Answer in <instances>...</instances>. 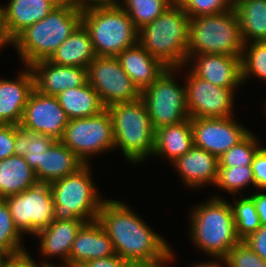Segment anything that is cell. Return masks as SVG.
<instances>
[{
	"instance_id": "6da1fadb",
	"label": "cell",
	"mask_w": 266,
	"mask_h": 267,
	"mask_svg": "<svg viewBox=\"0 0 266 267\" xmlns=\"http://www.w3.org/2000/svg\"><path fill=\"white\" fill-rule=\"evenodd\" d=\"M137 214L124 201L105 198L97 221L122 259L130 263H153L166 258L174 249Z\"/></svg>"
},
{
	"instance_id": "7a4b0ae2",
	"label": "cell",
	"mask_w": 266,
	"mask_h": 267,
	"mask_svg": "<svg viewBox=\"0 0 266 267\" xmlns=\"http://www.w3.org/2000/svg\"><path fill=\"white\" fill-rule=\"evenodd\" d=\"M81 23L82 8L58 4L44 19L24 30L11 46L16 48L20 63L30 66L49 59Z\"/></svg>"
},
{
	"instance_id": "3957f363",
	"label": "cell",
	"mask_w": 266,
	"mask_h": 267,
	"mask_svg": "<svg viewBox=\"0 0 266 267\" xmlns=\"http://www.w3.org/2000/svg\"><path fill=\"white\" fill-rule=\"evenodd\" d=\"M192 206L188 219L192 244L210 258H224L240 239L236 234L233 211L224 196L214 195Z\"/></svg>"
},
{
	"instance_id": "277c9868",
	"label": "cell",
	"mask_w": 266,
	"mask_h": 267,
	"mask_svg": "<svg viewBox=\"0 0 266 267\" xmlns=\"http://www.w3.org/2000/svg\"><path fill=\"white\" fill-rule=\"evenodd\" d=\"M190 18L173 2L153 22L139 30L138 42L167 68L184 67L188 60Z\"/></svg>"
},
{
	"instance_id": "5b68a950",
	"label": "cell",
	"mask_w": 266,
	"mask_h": 267,
	"mask_svg": "<svg viewBox=\"0 0 266 267\" xmlns=\"http://www.w3.org/2000/svg\"><path fill=\"white\" fill-rule=\"evenodd\" d=\"M82 24L89 32L97 56L116 57L138 43L139 31L116 1L82 8Z\"/></svg>"
},
{
	"instance_id": "8992f818",
	"label": "cell",
	"mask_w": 266,
	"mask_h": 267,
	"mask_svg": "<svg viewBox=\"0 0 266 267\" xmlns=\"http://www.w3.org/2000/svg\"><path fill=\"white\" fill-rule=\"evenodd\" d=\"M106 109L113 122L115 149L122 151L125 160L139 165L152 157L155 130L143 100L117 103Z\"/></svg>"
},
{
	"instance_id": "52a82bcc",
	"label": "cell",
	"mask_w": 266,
	"mask_h": 267,
	"mask_svg": "<svg viewBox=\"0 0 266 267\" xmlns=\"http://www.w3.org/2000/svg\"><path fill=\"white\" fill-rule=\"evenodd\" d=\"M91 165L84 164L75 173L49 183L54 202V220L81 219L86 223L97 220L105 199L93 182Z\"/></svg>"
},
{
	"instance_id": "ba28073f",
	"label": "cell",
	"mask_w": 266,
	"mask_h": 267,
	"mask_svg": "<svg viewBox=\"0 0 266 267\" xmlns=\"http://www.w3.org/2000/svg\"><path fill=\"white\" fill-rule=\"evenodd\" d=\"M243 48L240 22L235 9L190 18L188 56L220 54L241 57Z\"/></svg>"
},
{
	"instance_id": "9c48e42d",
	"label": "cell",
	"mask_w": 266,
	"mask_h": 267,
	"mask_svg": "<svg viewBox=\"0 0 266 267\" xmlns=\"http://www.w3.org/2000/svg\"><path fill=\"white\" fill-rule=\"evenodd\" d=\"M183 67L167 70L149 87L141 91L154 130L180 123L189 118L186 85L176 79ZM179 71V72H178Z\"/></svg>"
},
{
	"instance_id": "30bf717a",
	"label": "cell",
	"mask_w": 266,
	"mask_h": 267,
	"mask_svg": "<svg viewBox=\"0 0 266 267\" xmlns=\"http://www.w3.org/2000/svg\"><path fill=\"white\" fill-rule=\"evenodd\" d=\"M60 141L84 163L92 156L115 150L113 122L107 109L96 116L71 119Z\"/></svg>"
},
{
	"instance_id": "8fae6325",
	"label": "cell",
	"mask_w": 266,
	"mask_h": 267,
	"mask_svg": "<svg viewBox=\"0 0 266 267\" xmlns=\"http://www.w3.org/2000/svg\"><path fill=\"white\" fill-rule=\"evenodd\" d=\"M4 199L14 225L22 235L34 236L54 221V202L49 183H37Z\"/></svg>"
},
{
	"instance_id": "7c38bea8",
	"label": "cell",
	"mask_w": 266,
	"mask_h": 267,
	"mask_svg": "<svg viewBox=\"0 0 266 267\" xmlns=\"http://www.w3.org/2000/svg\"><path fill=\"white\" fill-rule=\"evenodd\" d=\"M87 77L105 108L140 98L141 92L116 57L97 56L89 64Z\"/></svg>"
},
{
	"instance_id": "4fadbf2b",
	"label": "cell",
	"mask_w": 266,
	"mask_h": 267,
	"mask_svg": "<svg viewBox=\"0 0 266 267\" xmlns=\"http://www.w3.org/2000/svg\"><path fill=\"white\" fill-rule=\"evenodd\" d=\"M186 67V69H185ZM186 85L189 118H225L234 116V93L238 88H223L196 77L187 66Z\"/></svg>"
},
{
	"instance_id": "5bb4252c",
	"label": "cell",
	"mask_w": 266,
	"mask_h": 267,
	"mask_svg": "<svg viewBox=\"0 0 266 267\" xmlns=\"http://www.w3.org/2000/svg\"><path fill=\"white\" fill-rule=\"evenodd\" d=\"M194 146L218 158L237 145L251 131L236 120L225 118H191Z\"/></svg>"
},
{
	"instance_id": "9a60e30c",
	"label": "cell",
	"mask_w": 266,
	"mask_h": 267,
	"mask_svg": "<svg viewBox=\"0 0 266 267\" xmlns=\"http://www.w3.org/2000/svg\"><path fill=\"white\" fill-rule=\"evenodd\" d=\"M68 122L69 118L56 96H47L34 89L25 105L20 125L33 133L60 140Z\"/></svg>"
},
{
	"instance_id": "2e32d148",
	"label": "cell",
	"mask_w": 266,
	"mask_h": 267,
	"mask_svg": "<svg viewBox=\"0 0 266 267\" xmlns=\"http://www.w3.org/2000/svg\"><path fill=\"white\" fill-rule=\"evenodd\" d=\"M86 222L81 219L54 220L34 237L39 239L38 251L45 261L40 260V267H69V255L77 232ZM58 258L62 263L56 266L47 258ZM43 261V262H42ZM51 263V264H50Z\"/></svg>"
},
{
	"instance_id": "e0dca14e",
	"label": "cell",
	"mask_w": 266,
	"mask_h": 267,
	"mask_svg": "<svg viewBox=\"0 0 266 267\" xmlns=\"http://www.w3.org/2000/svg\"><path fill=\"white\" fill-rule=\"evenodd\" d=\"M185 66H190L189 70L196 77L216 86L240 88L243 85L241 57L220 54L189 55Z\"/></svg>"
},
{
	"instance_id": "ac0fdd59",
	"label": "cell",
	"mask_w": 266,
	"mask_h": 267,
	"mask_svg": "<svg viewBox=\"0 0 266 267\" xmlns=\"http://www.w3.org/2000/svg\"><path fill=\"white\" fill-rule=\"evenodd\" d=\"M34 76V88L47 96H57L66 89L83 86L87 81V69L57 65L48 59L29 66Z\"/></svg>"
},
{
	"instance_id": "d6986e66",
	"label": "cell",
	"mask_w": 266,
	"mask_h": 267,
	"mask_svg": "<svg viewBox=\"0 0 266 267\" xmlns=\"http://www.w3.org/2000/svg\"><path fill=\"white\" fill-rule=\"evenodd\" d=\"M22 67L24 70L17 73L16 79L0 78V124L20 125L25 105L35 89L32 70Z\"/></svg>"
},
{
	"instance_id": "ffe728a7",
	"label": "cell",
	"mask_w": 266,
	"mask_h": 267,
	"mask_svg": "<svg viewBox=\"0 0 266 267\" xmlns=\"http://www.w3.org/2000/svg\"><path fill=\"white\" fill-rule=\"evenodd\" d=\"M54 0H9L1 5L3 31L12 43L24 30L44 19L56 7Z\"/></svg>"
},
{
	"instance_id": "44dd1931",
	"label": "cell",
	"mask_w": 266,
	"mask_h": 267,
	"mask_svg": "<svg viewBox=\"0 0 266 267\" xmlns=\"http://www.w3.org/2000/svg\"><path fill=\"white\" fill-rule=\"evenodd\" d=\"M171 167L180 175L182 183L186 188H199L205 185L215 186L218 170L219 158L206 150L193 146L188 152L177 158ZM203 186V187H202Z\"/></svg>"
},
{
	"instance_id": "7402d4cb",
	"label": "cell",
	"mask_w": 266,
	"mask_h": 267,
	"mask_svg": "<svg viewBox=\"0 0 266 267\" xmlns=\"http://www.w3.org/2000/svg\"><path fill=\"white\" fill-rule=\"evenodd\" d=\"M113 243L99 222L85 223L77 232L69 255V267H80L92 259L115 255Z\"/></svg>"
},
{
	"instance_id": "603a6c76",
	"label": "cell",
	"mask_w": 266,
	"mask_h": 267,
	"mask_svg": "<svg viewBox=\"0 0 266 267\" xmlns=\"http://www.w3.org/2000/svg\"><path fill=\"white\" fill-rule=\"evenodd\" d=\"M116 58L140 92L151 86L167 70L139 42L123 50Z\"/></svg>"
},
{
	"instance_id": "cb8c5ba5",
	"label": "cell",
	"mask_w": 266,
	"mask_h": 267,
	"mask_svg": "<svg viewBox=\"0 0 266 267\" xmlns=\"http://www.w3.org/2000/svg\"><path fill=\"white\" fill-rule=\"evenodd\" d=\"M84 163L60 140L43 153L41 163L34 170L38 183H51L75 173Z\"/></svg>"
},
{
	"instance_id": "d4e9b609",
	"label": "cell",
	"mask_w": 266,
	"mask_h": 267,
	"mask_svg": "<svg viewBox=\"0 0 266 267\" xmlns=\"http://www.w3.org/2000/svg\"><path fill=\"white\" fill-rule=\"evenodd\" d=\"M194 146L191 118L180 123L155 130V145L152 156L165 158L173 163Z\"/></svg>"
},
{
	"instance_id": "484cf974",
	"label": "cell",
	"mask_w": 266,
	"mask_h": 267,
	"mask_svg": "<svg viewBox=\"0 0 266 267\" xmlns=\"http://www.w3.org/2000/svg\"><path fill=\"white\" fill-rule=\"evenodd\" d=\"M96 57L89 32L81 23L48 60L57 65L88 69Z\"/></svg>"
},
{
	"instance_id": "4316f807",
	"label": "cell",
	"mask_w": 266,
	"mask_h": 267,
	"mask_svg": "<svg viewBox=\"0 0 266 267\" xmlns=\"http://www.w3.org/2000/svg\"><path fill=\"white\" fill-rule=\"evenodd\" d=\"M56 97L69 120L96 116L106 109L88 81L81 87L66 89Z\"/></svg>"
},
{
	"instance_id": "83f0119b",
	"label": "cell",
	"mask_w": 266,
	"mask_h": 267,
	"mask_svg": "<svg viewBox=\"0 0 266 267\" xmlns=\"http://www.w3.org/2000/svg\"><path fill=\"white\" fill-rule=\"evenodd\" d=\"M37 183L34 170L23 156L0 160V198L23 192Z\"/></svg>"
},
{
	"instance_id": "f1b7e54d",
	"label": "cell",
	"mask_w": 266,
	"mask_h": 267,
	"mask_svg": "<svg viewBox=\"0 0 266 267\" xmlns=\"http://www.w3.org/2000/svg\"><path fill=\"white\" fill-rule=\"evenodd\" d=\"M244 43L266 41V0H234Z\"/></svg>"
},
{
	"instance_id": "f546056e",
	"label": "cell",
	"mask_w": 266,
	"mask_h": 267,
	"mask_svg": "<svg viewBox=\"0 0 266 267\" xmlns=\"http://www.w3.org/2000/svg\"><path fill=\"white\" fill-rule=\"evenodd\" d=\"M52 136L33 133L15 125L14 156H23L29 166L35 170L41 163L44 152L55 142Z\"/></svg>"
},
{
	"instance_id": "4dcf8cb0",
	"label": "cell",
	"mask_w": 266,
	"mask_h": 267,
	"mask_svg": "<svg viewBox=\"0 0 266 267\" xmlns=\"http://www.w3.org/2000/svg\"><path fill=\"white\" fill-rule=\"evenodd\" d=\"M173 0H116V3L127 12L139 31L153 22L168 8Z\"/></svg>"
},
{
	"instance_id": "1f68e13d",
	"label": "cell",
	"mask_w": 266,
	"mask_h": 267,
	"mask_svg": "<svg viewBox=\"0 0 266 267\" xmlns=\"http://www.w3.org/2000/svg\"><path fill=\"white\" fill-rule=\"evenodd\" d=\"M23 239L25 238L14 225L6 200L0 198V252L5 257H15L28 252L24 248Z\"/></svg>"
},
{
	"instance_id": "d6a6232c",
	"label": "cell",
	"mask_w": 266,
	"mask_h": 267,
	"mask_svg": "<svg viewBox=\"0 0 266 267\" xmlns=\"http://www.w3.org/2000/svg\"><path fill=\"white\" fill-rule=\"evenodd\" d=\"M245 195L241 193L239 198L233 196L234 201L230 202L236 234L240 240L246 239L261 227L254 201L249 195Z\"/></svg>"
},
{
	"instance_id": "836d02e7",
	"label": "cell",
	"mask_w": 266,
	"mask_h": 267,
	"mask_svg": "<svg viewBox=\"0 0 266 267\" xmlns=\"http://www.w3.org/2000/svg\"><path fill=\"white\" fill-rule=\"evenodd\" d=\"M241 68L243 84L252 78L266 84V41L244 43Z\"/></svg>"
},
{
	"instance_id": "e575fe53",
	"label": "cell",
	"mask_w": 266,
	"mask_h": 267,
	"mask_svg": "<svg viewBox=\"0 0 266 267\" xmlns=\"http://www.w3.org/2000/svg\"><path fill=\"white\" fill-rule=\"evenodd\" d=\"M253 186L254 176L251 165L235 167H219L218 177L215 184L219 190L229 192L231 195H237L238 192L247 187ZM237 192V194H236Z\"/></svg>"
},
{
	"instance_id": "d590c367",
	"label": "cell",
	"mask_w": 266,
	"mask_h": 267,
	"mask_svg": "<svg viewBox=\"0 0 266 267\" xmlns=\"http://www.w3.org/2000/svg\"><path fill=\"white\" fill-rule=\"evenodd\" d=\"M262 147L259 137L250 132L237 145L219 157V167L248 166L253 162L257 151Z\"/></svg>"
},
{
	"instance_id": "8d00e7d4",
	"label": "cell",
	"mask_w": 266,
	"mask_h": 267,
	"mask_svg": "<svg viewBox=\"0 0 266 267\" xmlns=\"http://www.w3.org/2000/svg\"><path fill=\"white\" fill-rule=\"evenodd\" d=\"M189 18L216 15L234 9V0H177Z\"/></svg>"
},
{
	"instance_id": "74e56055",
	"label": "cell",
	"mask_w": 266,
	"mask_h": 267,
	"mask_svg": "<svg viewBox=\"0 0 266 267\" xmlns=\"http://www.w3.org/2000/svg\"><path fill=\"white\" fill-rule=\"evenodd\" d=\"M226 267H266L264 261L243 240L234 245L224 257Z\"/></svg>"
},
{
	"instance_id": "f35d334b",
	"label": "cell",
	"mask_w": 266,
	"mask_h": 267,
	"mask_svg": "<svg viewBox=\"0 0 266 267\" xmlns=\"http://www.w3.org/2000/svg\"><path fill=\"white\" fill-rule=\"evenodd\" d=\"M255 189L266 191V147L262 146L253 158L251 164Z\"/></svg>"
},
{
	"instance_id": "ab89813d",
	"label": "cell",
	"mask_w": 266,
	"mask_h": 267,
	"mask_svg": "<svg viewBox=\"0 0 266 267\" xmlns=\"http://www.w3.org/2000/svg\"><path fill=\"white\" fill-rule=\"evenodd\" d=\"M15 125L0 124V160L14 156Z\"/></svg>"
},
{
	"instance_id": "60d3db41",
	"label": "cell",
	"mask_w": 266,
	"mask_h": 267,
	"mask_svg": "<svg viewBox=\"0 0 266 267\" xmlns=\"http://www.w3.org/2000/svg\"><path fill=\"white\" fill-rule=\"evenodd\" d=\"M243 241L266 261V225H261L256 232L249 235Z\"/></svg>"
},
{
	"instance_id": "b9f144b4",
	"label": "cell",
	"mask_w": 266,
	"mask_h": 267,
	"mask_svg": "<svg viewBox=\"0 0 266 267\" xmlns=\"http://www.w3.org/2000/svg\"><path fill=\"white\" fill-rule=\"evenodd\" d=\"M130 264L129 261L115 254L110 257L89 260L80 267H130Z\"/></svg>"
},
{
	"instance_id": "7bdbcfd3",
	"label": "cell",
	"mask_w": 266,
	"mask_h": 267,
	"mask_svg": "<svg viewBox=\"0 0 266 267\" xmlns=\"http://www.w3.org/2000/svg\"><path fill=\"white\" fill-rule=\"evenodd\" d=\"M0 267H40L38 262L32 258L31 254L28 252L15 256V257H5L0 263Z\"/></svg>"
},
{
	"instance_id": "ee69618b",
	"label": "cell",
	"mask_w": 266,
	"mask_h": 267,
	"mask_svg": "<svg viewBox=\"0 0 266 267\" xmlns=\"http://www.w3.org/2000/svg\"><path fill=\"white\" fill-rule=\"evenodd\" d=\"M266 191H252L249 196L253 199L260 224L266 225Z\"/></svg>"
},
{
	"instance_id": "f6af8a7d",
	"label": "cell",
	"mask_w": 266,
	"mask_h": 267,
	"mask_svg": "<svg viewBox=\"0 0 266 267\" xmlns=\"http://www.w3.org/2000/svg\"><path fill=\"white\" fill-rule=\"evenodd\" d=\"M175 260V253L172 252L164 259L153 263H131L130 267H168L167 264H172Z\"/></svg>"
},
{
	"instance_id": "bcb514c9",
	"label": "cell",
	"mask_w": 266,
	"mask_h": 267,
	"mask_svg": "<svg viewBox=\"0 0 266 267\" xmlns=\"http://www.w3.org/2000/svg\"><path fill=\"white\" fill-rule=\"evenodd\" d=\"M226 266V262L225 259L222 257H212L211 261H207V262H199L198 264L195 263L192 264V266L190 265V267H225Z\"/></svg>"
},
{
	"instance_id": "7dc6e473",
	"label": "cell",
	"mask_w": 266,
	"mask_h": 267,
	"mask_svg": "<svg viewBox=\"0 0 266 267\" xmlns=\"http://www.w3.org/2000/svg\"><path fill=\"white\" fill-rule=\"evenodd\" d=\"M102 0H64V4H71L80 8L100 3Z\"/></svg>"
},
{
	"instance_id": "c3c4849f",
	"label": "cell",
	"mask_w": 266,
	"mask_h": 267,
	"mask_svg": "<svg viewBox=\"0 0 266 267\" xmlns=\"http://www.w3.org/2000/svg\"><path fill=\"white\" fill-rule=\"evenodd\" d=\"M11 43L7 40L4 31H3V25H2V15H0V50L2 51V48L6 46H10Z\"/></svg>"
},
{
	"instance_id": "681fc988",
	"label": "cell",
	"mask_w": 266,
	"mask_h": 267,
	"mask_svg": "<svg viewBox=\"0 0 266 267\" xmlns=\"http://www.w3.org/2000/svg\"><path fill=\"white\" fill-rule=\"evenodd\" d=\"M5 258V256L0 252V263L2 262V260Z\"/></svg>"
},
{
	"instance_id": "f907efd6",
	"label": "cell",
	"mask_w": 266,
	"mask_h": 267,
	"mask_svg": "<svg viewBox=\"0 0 266 267\" xmlns=\"http://www.w3.org/2000/svg\"><path fill=\"white\" fill-rule=\"evenodd\" d=\"M56 1L58 4H64V0H54Z\"/></svg>"
}]
</instances>
